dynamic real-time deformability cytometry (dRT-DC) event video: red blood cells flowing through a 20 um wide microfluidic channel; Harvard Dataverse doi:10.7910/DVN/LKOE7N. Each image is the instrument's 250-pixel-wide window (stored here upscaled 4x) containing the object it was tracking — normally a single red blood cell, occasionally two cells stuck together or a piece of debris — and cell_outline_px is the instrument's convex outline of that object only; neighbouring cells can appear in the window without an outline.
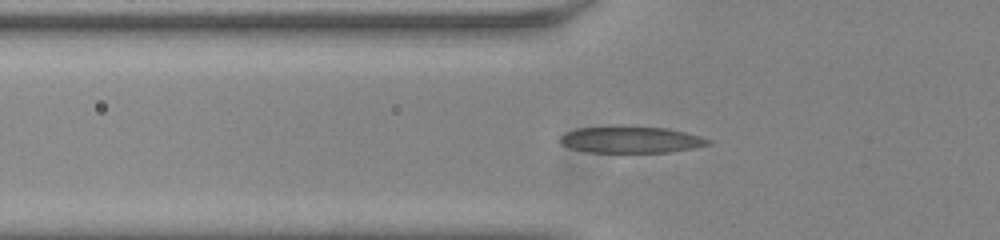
{"species": "common noctule bat (a hibernating species)", "species_latin": "Nyctalus noctula", "temperature_condition": "room temperature", "stored_images_in_passage": 41, "camera_frame_rate_fps": 3000, "um_per_image_px": 0.085, "animal": {"sex": "male", "body_mass_g": 20.0, "forearm_length_mm": 53.3}, "frame": {"image": 1, "passage_image": 9, "time_ms": 2.667, "image_size_px": [1000, 240], "cell_outline_px": [[712, 144], [696, 148], [668, 152], [588, 152], [572, 148], [560, 144], [560, 136], [564, 132], [576, 128], [668, 128], [700, 136], [712, 140]], "centroid_in_image_um": [53.67, 11.9], "position_along_channel_um": 72.1, "area_um2": 22.37}}
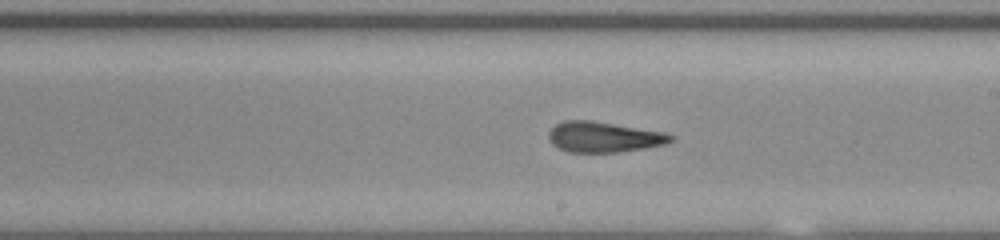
{"frame": {"image": 2, "passage_image": 22, "time_ms": 7.0, "image_size_px": [1000, 240], "cell_outline_px": [[676, 136], [672, 140], [664, 144], [644, 148], [616, 152], [568, 152], [552, 144], [548, 136], [548, 132], [556, 124], [564, 120], [592, 120], [664, 132]], "centroid_in_image_um": [51.31, 11.63], "position_along_channel_um": 237.7, "area_um2": 21.62}}
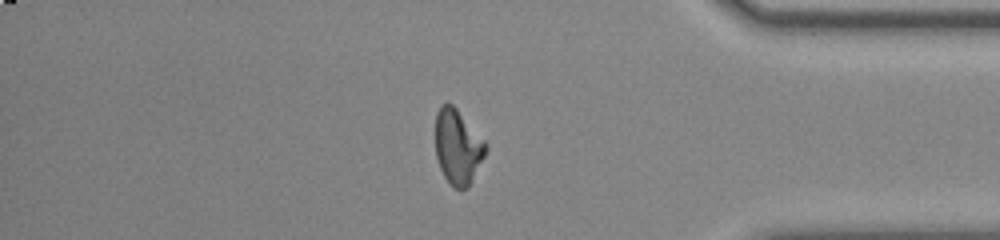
{"frame": {"image": 3, "passage_image": 36, "time_ms": 11.667, "image_size_px": [1000, 240], "cell_outline_px": [[488, 148], [468, 188], [456, 188], [444, 176], [440, 168], [436, 156], [436, 112], [440, 104], [452, 104], [456, 108], [488, 144]], "centroid_in_image_um": [38.91, 12.46], "position_along_channel_um": 396.3, "area_um2": 21.68}}